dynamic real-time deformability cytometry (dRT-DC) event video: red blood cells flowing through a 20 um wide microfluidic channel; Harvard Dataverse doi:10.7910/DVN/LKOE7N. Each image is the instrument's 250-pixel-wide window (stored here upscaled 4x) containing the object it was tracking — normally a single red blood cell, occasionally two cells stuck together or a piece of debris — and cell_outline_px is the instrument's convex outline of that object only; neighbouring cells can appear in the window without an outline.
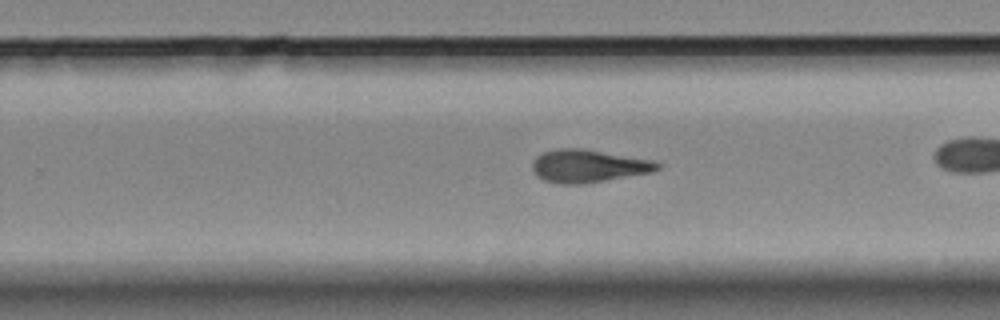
{"species": "Egyptian fruit bat (a non-hibernating species)", "species_latin": "Rousettus aegyptiacus", "temperature_condition": "room temperature", "stored_images_in_passage": 28, "camera_frame_rate_fps": 3000, "um_per_image_px": 0.085, "animal": {"sex": "female"}, "frame": {"image": 1, "passage_image": 20, "time_ms": 6.333, "image_size_px": [1000, 320], "cell_outline_px": [[660, 168], [652, 172], [584, 184], [556, 184], [544, 180], [536, 176], [532, 168], [532, 164], [536, 156], [544, 152], [556, 148], [584, 148], [656, 160], [660, 164]], "centroid_in_image_um": [50.01, 14.1], "position_along_channel_um": 279.8, "area_um2": 24.28}}